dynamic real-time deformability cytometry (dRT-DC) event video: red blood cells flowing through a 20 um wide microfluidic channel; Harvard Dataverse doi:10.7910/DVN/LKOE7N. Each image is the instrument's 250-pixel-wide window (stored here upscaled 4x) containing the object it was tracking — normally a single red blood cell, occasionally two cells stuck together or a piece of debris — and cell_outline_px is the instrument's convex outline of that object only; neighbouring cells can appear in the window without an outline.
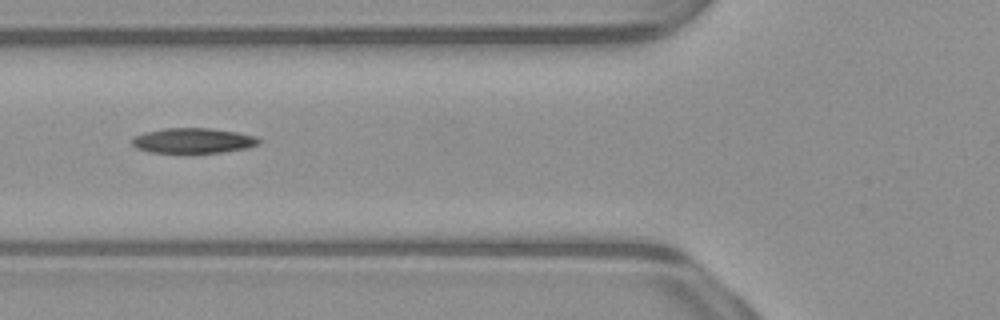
{"species": "common noctule bat (a hibernating species)", "species_latin": "Nyctalus noctula", "temperature_condition": "warm", "stored_images_in_passage": 17, "camera_frame_rate_fps": 3000, "um_per_image_px": 0.085, "animal": {"sex": "male", "body_mass_g": 23.1, "forearm_length_mm": 52.7}, "frame": {"image": 1, "passage_image": 6, "time_ms": 1.667, "image_size_px": [1000, 320], "cell_outline_px": [[260, 144], [248, 148], [224, 152], [188, 156], [148, 152], [136, 148], [132, 144], [132, 140], [136, 136], [148, 132], [164, 128], [208, 128], [236, 132], [256, 136], [260, 140]], "centroid_in_image_um": [16.42, 12.01], "position_along_channel_um": 109.4, "area_um2": 19.48}}
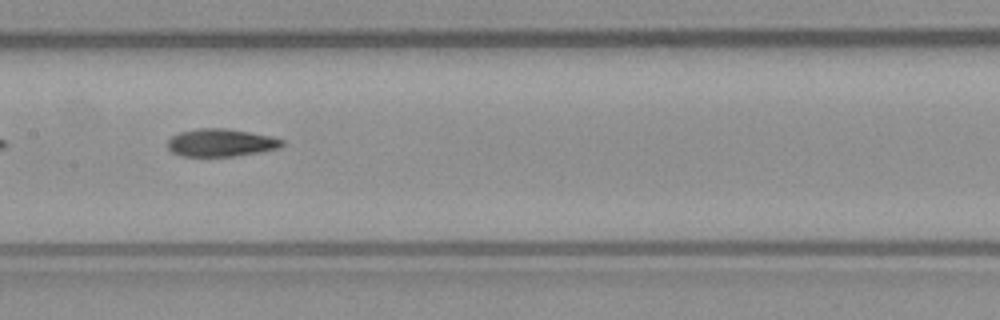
{"frame": {"image": 2, "passage_image": 12, "time_ms": 3.667, "image_size_px": [1000, 320], "cell_outline_px": [[284, 144], [280, 148], [260, 152], [236, 156], [180, 156], [172, 152], [168, 148], [168, 140], [172, 136], [180, 132], [196, 128], [228, 128], [272, 136], [284, 140]], "centroid_in_image_um": [18.8, 12.12], "position_along_channel_um": 188.6, "area_um2": 18.67}}